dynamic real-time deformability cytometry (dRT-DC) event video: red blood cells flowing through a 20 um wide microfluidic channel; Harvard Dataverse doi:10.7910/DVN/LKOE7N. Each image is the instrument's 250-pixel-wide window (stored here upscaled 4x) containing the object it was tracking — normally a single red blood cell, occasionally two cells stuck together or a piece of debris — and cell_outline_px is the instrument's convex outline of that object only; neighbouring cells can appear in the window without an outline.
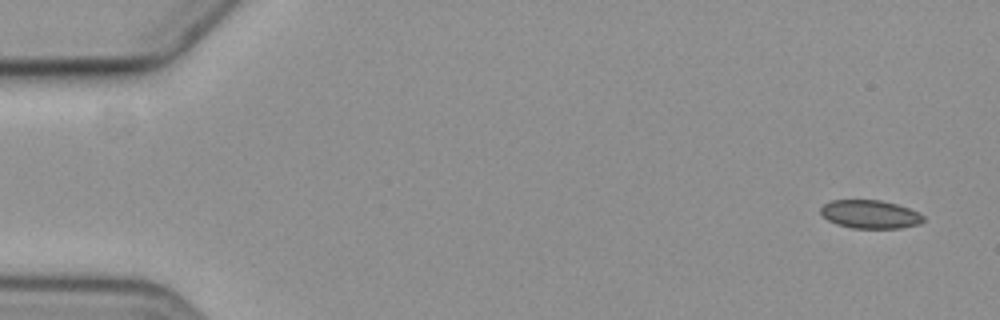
{"species": "common noctule bat (a hibernating species)", "species_latin": "Nyctalus noctula", "temperature_condition": "cold", "stored_images_in_passage": 5, "camera_frame_rate_fps": 3000, "um_per_image_px": 0.085, "animal": {"sex": "female", "body_mass_g": 19.3, "forearm_length_mm": 54.1}, "frame": {"image": 1, "passage_image": 1, "time_ms": 0.0, "image_size_px": [1000, 320], "cell_outline_px": [[924, 220], [920, 224], [900, 228], [852, 228], [836, 224], [828, 220], [820, 212], [820, 208], [824, 204], [832, 200], [880, 200], [896, 204], [908, 208], [924, 216]], "centroid_in_image_um": [73.95, 18.22], "position_along_channel_um": 11.1, "area_um2": 16.88}}
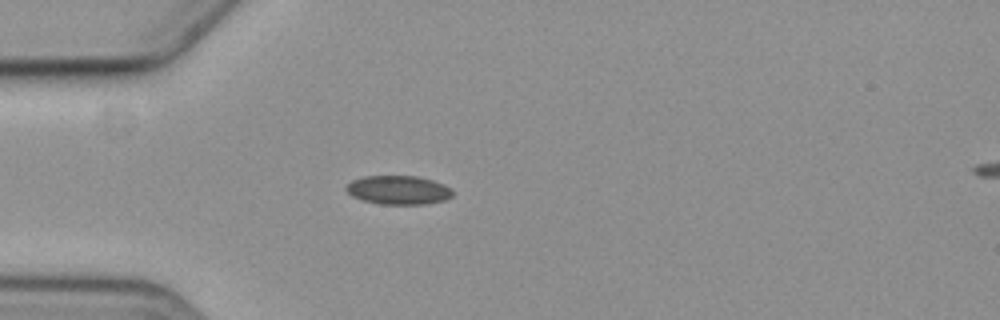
{"frame": {"image": 2, "passage_image": 5, "time_ms": 4.667, "image_size_px": [1000, 320], "cell_outline_px": [[452, 196], [444, 200], [424, 204], [380, 204], [364, 200], [352, 196], [344, 188], [352, 180], [364, 176], [416, 176], [432, 180], [444, 184], [452, 188]], "centroid_in_image_um": [33.87, 16.15], "position_along_channel_um": 51.1, "area_um2": 17.8}}